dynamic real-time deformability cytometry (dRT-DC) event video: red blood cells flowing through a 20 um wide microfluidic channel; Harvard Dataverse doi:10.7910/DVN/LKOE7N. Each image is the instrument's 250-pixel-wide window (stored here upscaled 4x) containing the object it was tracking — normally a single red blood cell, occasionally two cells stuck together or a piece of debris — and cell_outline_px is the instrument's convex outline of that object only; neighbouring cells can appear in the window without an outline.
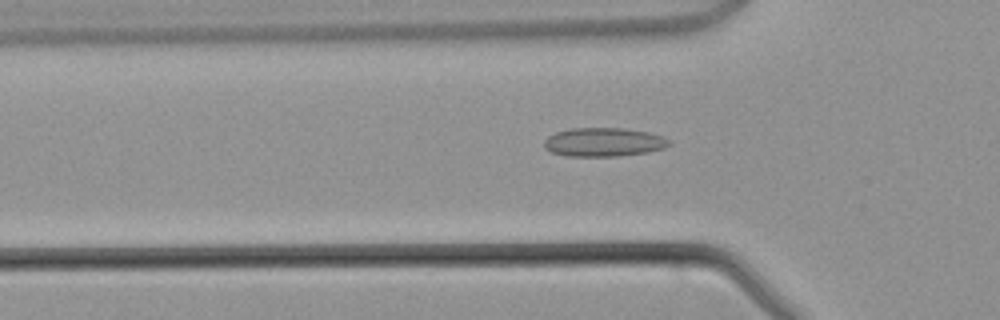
{"species": "common noctule bat (a hibernating species)", "species_latin": "Nyctalus noctula", "temperature_condition": "warm", "stored_images_in_passage": 42, "camera_frame_rate_fps": 3000, "um_per_image_px": 0.085, "animal": {"sex": "male", "body_mass_g": 21.5, "forearm_length_mm": 52.0}, "frame": {"image": 1, "passage_image": 12, "time_ms": 3.667, "image_size_px": [1000, 320], "cell_outline_px": [[672, 144], [664, 148], [648, 152], [616, 156], [564, 156], [552, 152], [544, 148], [544, 140], [548, 136], [556, 132], [572, 128], [624, 128], [648, 132], [672, 140]], "centroid_in_image_um": [51.32, 12.08], "position_along_channel_um": 74.5, "area_um2": 21.04}}
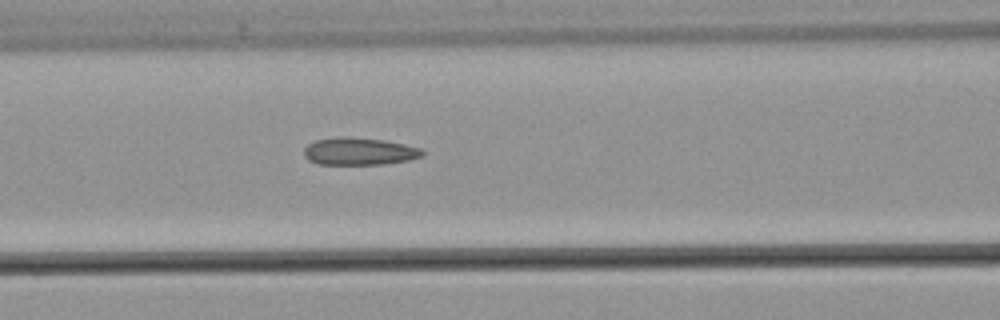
{"frame": {"image": 2, "passage_image": 16, "time_ms": 5.0, "image_size_px": [1000, 320], "cell_outline_px": [[424, 156], [408, 160], [384, 164], [316, 164], [308, 160], [304, 156], [304, 148], [308, 144], [316, 140], [336, 136], [340, 136], [384, 140], [404, 144], [420, 148], [424, 152]], "centroid_in_image_um": [30.51, 12.86], "position_along_channel_um": 136.1, "area_um2": 18.96}}
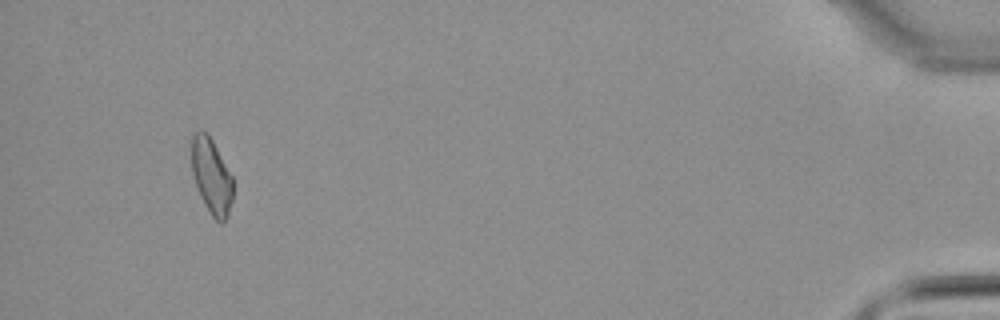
{"frame": {"image": 3, "passage_image": 40, "time_ms": 13.0, "image_size_px": [1000, 320], "cell_outline_px": [[232, 200], [228, 216], [220, 224], [212, 216], [200, 196], [192, 172], [192, 136], [200, 128], [208, 132], [232, 176]], "centroid_in_image_um": [17.97, 14.95], "position_along_channel_um": 417.2, "area_um2": 18.09}}